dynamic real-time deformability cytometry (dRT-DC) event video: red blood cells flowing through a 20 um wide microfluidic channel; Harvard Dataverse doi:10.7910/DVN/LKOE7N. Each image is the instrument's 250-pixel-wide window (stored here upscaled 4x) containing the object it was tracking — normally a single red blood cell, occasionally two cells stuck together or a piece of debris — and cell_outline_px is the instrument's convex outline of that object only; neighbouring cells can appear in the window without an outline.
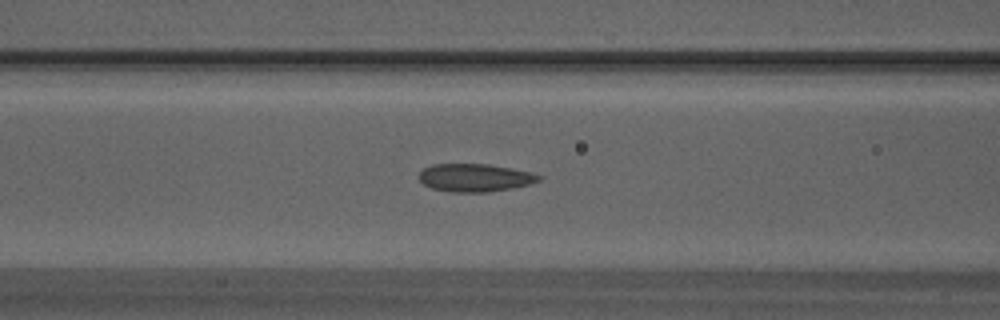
{"species": "Egyptian fruit bat (a non-hibernating species)", "species_latin": "Rousettus aegyptiacus", "temperature_condition": "warm", "stored_images_in_passage": 48, "camera_frame_rate_fps": 3000, "um_per_image_px": 0.085, "animal": {"sex": "male"}, "frame": {"image": 1, "passage_image": 19, "time_ms": 6.0, "image_size_px": [1000, 320], "cell_outline_px": [[544, 176], [540, 180], [532, 184], [512, 188], [488, 192], [448, 192], [432, 188], [424, 184], [420, 180], [420, 172], [424, 168], [432, 164], [488, 164], [512, 168], [532, 172]], "centroid_in_image_um": [40.42, 15.1], "position_along_channel_um": 126.2, "area_um2": 19.65}}
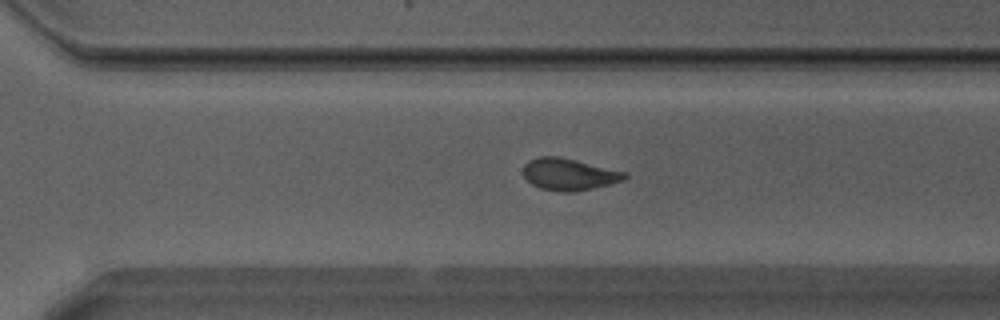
{"frame": {"image": 2, "passage_image": 33, "time_ms": 10.667, "image_size_px": [1000, 320], "cell_outline_px": [[628, 176], [624, 180], [576, 192], [564, 192], [540, 188], [532, 184], [524, 176], [524, 164], [528, 160], [540, 156], [560, 156], [628, 172]], "centroid_in_image_um": [48.38, 14.8], "position_along_channel_um": 322.2, "area_um2": 18.9}}
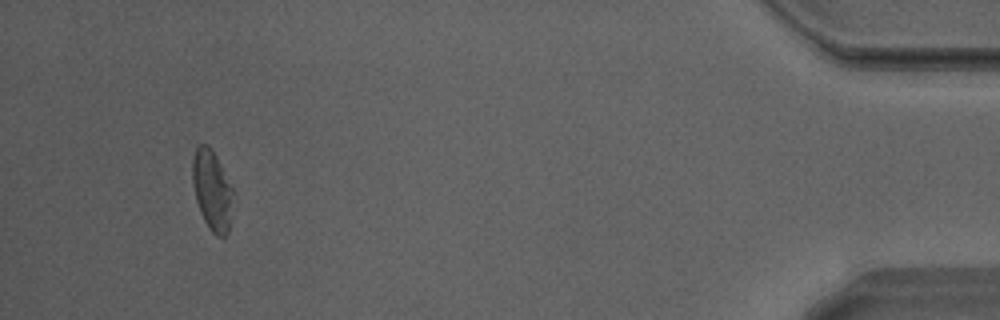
{"frame": {"image": 3, "passage_image": 45, "time_ms": 14.667, "image_size_px": [1000, 320], "cell_outline_px": [[236, 192], [228, 232], [224, 236], [216, 236], [208, 228], [200, 212], [196, 200], [192, 184], [192, 160], [196, 148], [200, 144], [208, 144], [212, 148]], "centroid_in_image_um": [18.06, 16.17], "position_along_channel_um": 417.1, "area_um2": 19.59}, "authors_computed_cell_mechanics": {"area_um2": 19.4208, "velocity_mm_per_s": 4.2075, "shape_relaxation_time_tau1_ms": null, "shape_relaxation_time_tau2_ms": 1.9928, "deformation_change_tau1": null, "deformation_change_tau2": 0.0567}}